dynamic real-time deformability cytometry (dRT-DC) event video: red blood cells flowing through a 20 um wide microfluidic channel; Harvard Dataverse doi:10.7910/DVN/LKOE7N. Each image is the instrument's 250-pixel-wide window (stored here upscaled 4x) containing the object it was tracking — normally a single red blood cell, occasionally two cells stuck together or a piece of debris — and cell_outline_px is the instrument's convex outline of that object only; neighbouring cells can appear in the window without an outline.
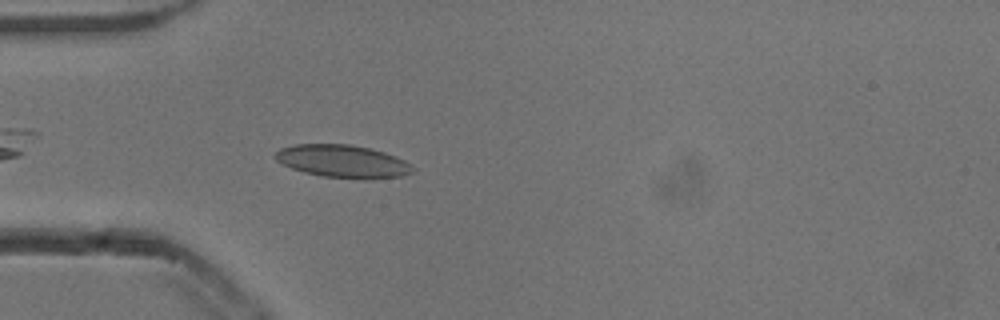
{"species": "common noctule bat (a hibernating species)", "species_latin": "Nyctalus noctula", "temperature_condition": "cold", "stored_images_in_passage": 28, "camera_frame_rate_fps": 3000, "um_per_image_px": 0.085, "animal": {"sex": "male", "body_mass_g": 13.3}, "frame": {"image": 1, "passage_image": 4, "time_ms": 1.0, "image_size_px": [1000, 320], "cell_outline_px": [[416, 168], [412, 172], [400, 176], [368, 180], [364, 180], [320, 176], [304, 172], [292, 168], [276, 160], [272, 156], [280, 148], [296, 144], [352, 144], [372, 148], [396, 156], [412, 164]], "centroid_in_image_um": [29.16, 13.71], "position_along_channel_um": 55.8, "area_um2": 26.65}}
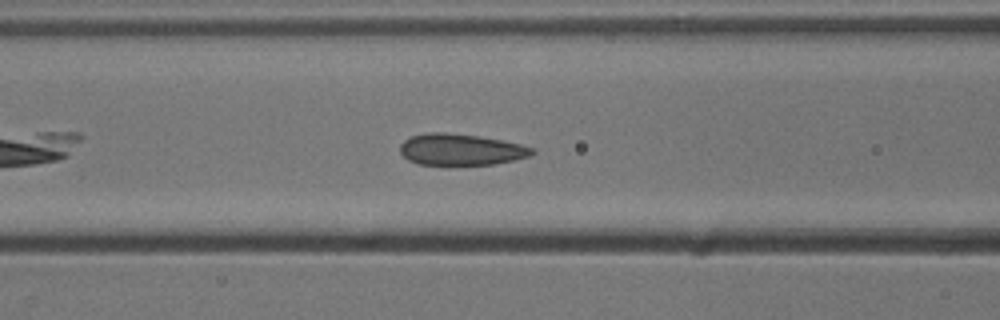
{"frame": {"image": 2, "passage_image": 10, "time_ms": 3.0, "image_size_px": [1000, 320], "cell_outline_px": [[536, 152], [528, 156], [512, 160], [492, 164], [420, 164], [408, 160], [400, 152], [400, 144], [404, 140], [412, 136], [428, 132], [444, 132], [476, 136], [500, 140], [520, 144], [536, 148]], "centroid_in_image_um": [39.16, 12.7], "position_along_channel_um": 127.4, "area_um2": 23.81}}
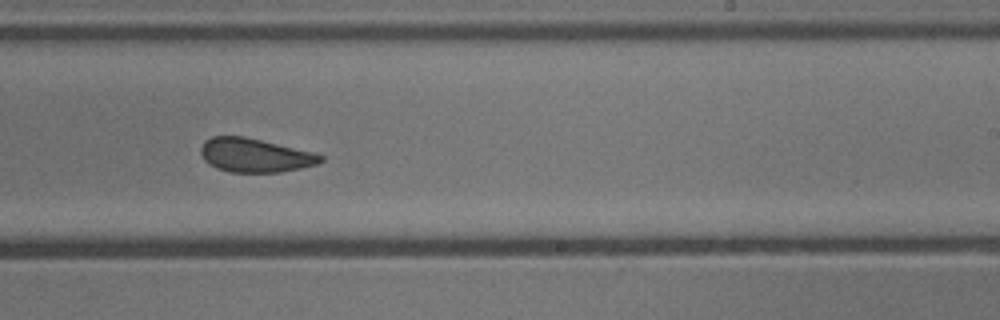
{"frame": {"image": 3, "passage_image": 21, "time_ms": 6.667, "image_size_px": [1000, 320], "cell_outline_px": [[324, 160], [316, 164], [300, 168], [280, 172], [228, 172], [216, 168], [204, 160], [200, 152], [200, 148], [204, 140], [212, 136], [244, 136], [312, 152], [324, 156]], "centroid_in_image_um": [21.63, 13.2], "position_along_channel_um": 267.4, "area_um2": 23.52}, "authors_computed_cell_mechanics": {"area_um2": 24.7095, "velocity_mm_per_s": 3.8379, "shape_relaxation_time_tau1_ms": 3.4956, "shape_relaxation_time_tau2_ms": null, "deformation_change_tau1": 0.0792, "deformation_change_tau2": null}}